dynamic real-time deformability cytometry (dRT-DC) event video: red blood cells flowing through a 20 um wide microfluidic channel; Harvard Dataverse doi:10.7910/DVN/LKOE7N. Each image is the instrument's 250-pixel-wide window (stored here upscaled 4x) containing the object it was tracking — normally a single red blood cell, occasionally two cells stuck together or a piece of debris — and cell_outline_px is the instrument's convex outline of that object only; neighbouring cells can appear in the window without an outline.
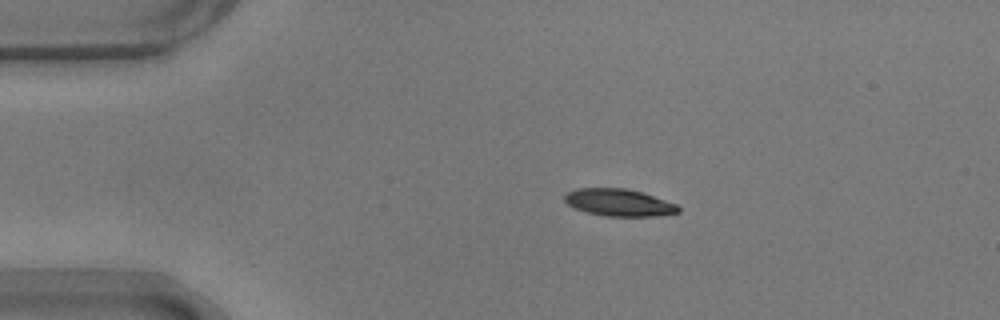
{"species": "common noctule bat (a hibernating species)", "species_latin": "Nyctalus noctula", "temperature_condition": "warm", "stored_images_in_passage": 37, "camera_frame_rate_fps": 3000, "um_per_image_px": 0.085, "animal": {"sex": "male", "body_mass_g": 17.9}, "frame": {"image": 1, "passage_image": 1, "time_ms": 0.0, "image_size_px": [1000, 320], "cell_outline_px": [[680, 212], [656, 216], [604, 216], [588, 212], [576, 208], [568, 204], [564, 200], [564, 196], [568, 192], [576, 188], [628, 188], [644, 192], [676, 204], [680, 208]], "centroid_in_image_um": [52.63, 17.2], "position_along_channel_um": 32.4, "area_um2": 18.03}}
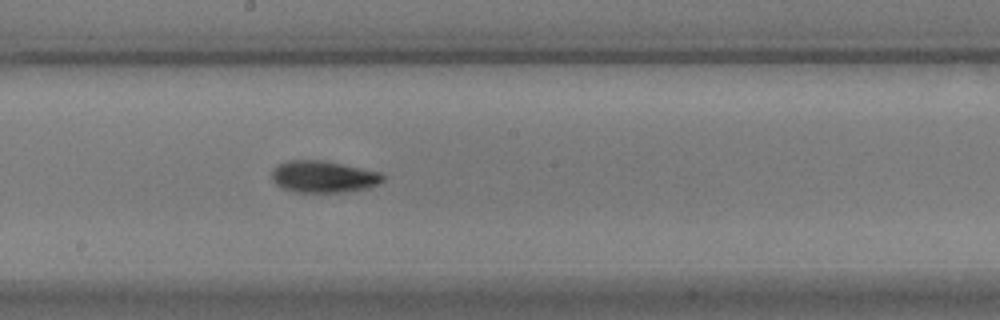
{"frame": {"image": 2, "passage_image": 20, "time_ms": 6.333, "image_size_px": [1000, 320], "cell_outline_px": [[384, 180], [380, 184], [368, 188], [340, 192], [296, 192], [280, 188], [272, 180], [272, 168], [288, 160], [320, 160], [380, 172], [384, 176]], "centroid_in_image_um": [27.47, 15.03], "position_along_channel_um": 220.7, "area_um2": 20.52}}
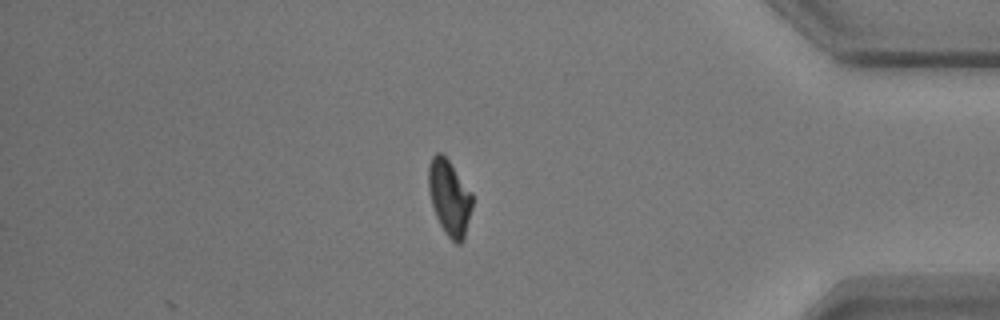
{"frame": {"image": 3, "passage_image": 37, "time_ms": 12.0, "image_size_px": [1000, 320], "cell_outline_px": [[472, 208], [464, 240], [460, 244], [456, 244], [444, 232], [436, 216], [432, 204], [428, 188], [428, 164], [432, 156], [436, 152], [440, 152], [448, 160], [472, 192]], "centroid_in_image_um": [38.2, 16.8], "position_along_channel_um": 397.0, "area_um2": 19.31}, "authors_computed_cell_mechanics": {"area_um2": 19.652, "velocity_mm_per_s": 3.679, "shape_relaxation_time_tau1_ms": 3.3246, "shape_relaxation_time_tau2_ms": 2.2981, "deformation_change_tau1": 0.1374, "deformation_change_tau2": 0.0736}}